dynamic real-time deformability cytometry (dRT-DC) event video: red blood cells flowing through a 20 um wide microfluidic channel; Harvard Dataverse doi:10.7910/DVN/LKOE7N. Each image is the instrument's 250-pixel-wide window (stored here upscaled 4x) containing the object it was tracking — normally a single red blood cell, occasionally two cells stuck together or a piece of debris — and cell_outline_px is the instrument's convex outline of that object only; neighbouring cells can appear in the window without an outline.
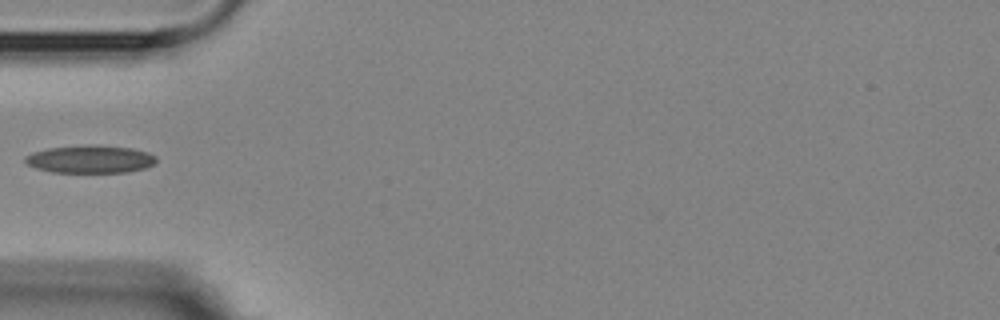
{"species": "Egyptian fruit bat (a non-hibernating species)", "species_latin": "Rousettus aegyptiacus", "temperature_condition": "room temperature", "stored_images_in_passage": 5, "camera_frame_rate_fps": 3000, "um_per_image_px": 0.085, "animal": {"sex": "female"}, "frame": {"image": 1, "passage_image": 5, "time_ms": 5.333, "image_size_px": [1000, 320], "cell_outline_px": [[156, 160], [152, 164], [144, 168], [124, 172], [52, 172], [36, 168], [28, 164], [24, 160], [24, 156], [32, 152], [48, 148], [84, 144], [100, 144], [132, 148], [148, 152], [156, 156]], "centroid_in_image_um": [7.64, 13.5], "position_along_channel_um": 77.4, "area_um2": 21.39}}